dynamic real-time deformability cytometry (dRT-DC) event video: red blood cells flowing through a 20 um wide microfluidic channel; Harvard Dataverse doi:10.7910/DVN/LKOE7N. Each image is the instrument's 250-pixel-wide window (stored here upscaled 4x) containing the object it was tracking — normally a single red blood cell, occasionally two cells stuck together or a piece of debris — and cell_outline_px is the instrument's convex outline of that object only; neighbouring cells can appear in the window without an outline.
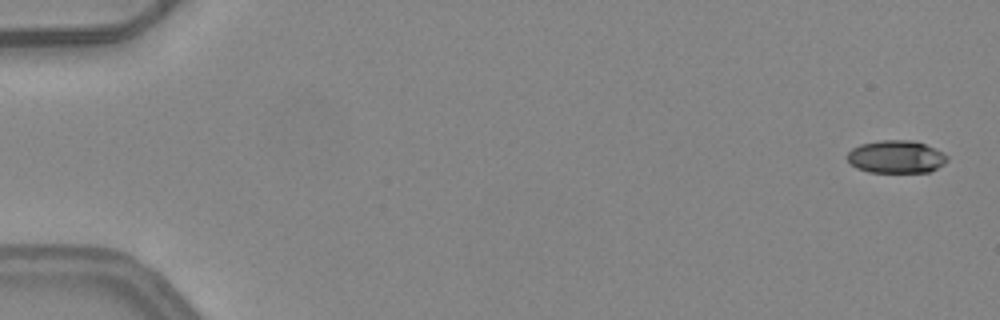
{"species": "common noctule bat (a hibernating species)", "species_latin": "Nyctalus noctula", "temperature_condition": "warm", "stored_images_in_passage": 5, "camera_frame_rate_fps": 3000, "um_per_image_px": 0.085, "animal": {"sex": "female", "body_mass_g": 24.6, "forearm_length_mm": 56.2}, "frame": {"image": 1, "passage_image": 1, "time_ms": 0.0, "image_size_px": [1000, 320], "cell_outline_px": [[948, 160], [944, 164], [928, 172], [868, 172], [856, 168], [848, 160], [848, 152], [852, 148], [860, 144], [880, 140], [912, 140], [936, 148], [944, 152], [948, 156]], "centroid_in_image_um": [76.19, 13.32], "position_along_channel_um": 8.8, "area_um2": 19.13}}
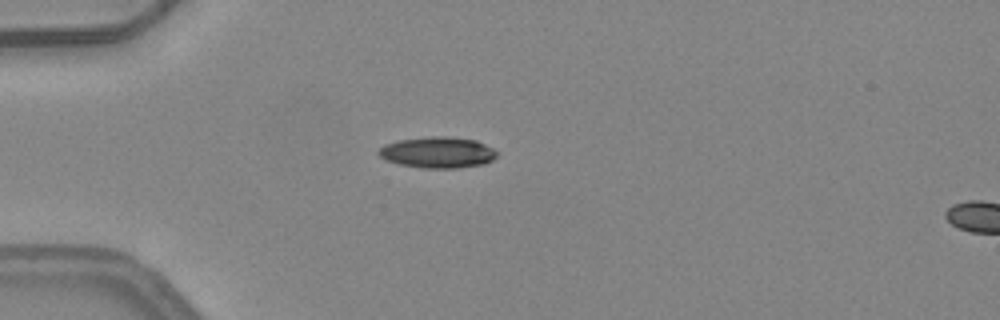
{"frame": {"image": 2, "passage_image": 4, "time_ms": 1.0, "image_size_px": [1000, 320], "cell_outline_px": [[496, 156], [492, 160], [484, 164], [456, 168], [424, 168], [400, 164], [384, 160], [376, 152], [384, 144], [400, 140], [432, 136], [444, 136], [476, 140], [492, 148], [496, 152]], "centroid_in_image_um": [37.17, 12.96], "position_along_channel_um": 47.8, "area_um2": 21.33}}